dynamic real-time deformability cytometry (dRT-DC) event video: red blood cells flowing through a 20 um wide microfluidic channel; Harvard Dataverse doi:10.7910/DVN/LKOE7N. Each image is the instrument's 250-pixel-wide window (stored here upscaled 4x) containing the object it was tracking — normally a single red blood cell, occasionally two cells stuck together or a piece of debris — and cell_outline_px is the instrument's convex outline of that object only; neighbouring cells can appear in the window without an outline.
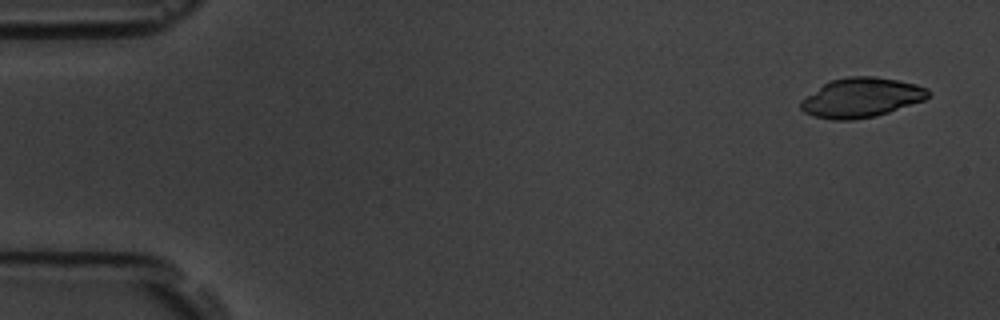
{"species": "common noctule bat (a hibernating species)", "species_latin": "Nyctalus noctula", "temperature_condition": "room temperature", "stored_images_in_passage": 4, "camera_frame_rate_fps": 3000, "um_per_image_px": 0.085, "animal": {"sex": "male", "body_mass_g": 19.5, "forearm_length_mm": 54.6}, "frame": {"image": 1, "passage_image": 1, "time_ms": 0.0, "image_size_px": [1000, 320], "cell_outline_px": [[928, 96], [924, 100], [876, 116], [852, 120], [832, 120], [812, 116], [804, 112], [800, 108], [800, 100], [824, 84], [832, 80], [848, 76], [876, 76], [916, 84], [928, 88]], "centroid_in_image_um": [73.18, 8.3], "position_along_channel_um": 11.8, "area_um2": 29.25}}